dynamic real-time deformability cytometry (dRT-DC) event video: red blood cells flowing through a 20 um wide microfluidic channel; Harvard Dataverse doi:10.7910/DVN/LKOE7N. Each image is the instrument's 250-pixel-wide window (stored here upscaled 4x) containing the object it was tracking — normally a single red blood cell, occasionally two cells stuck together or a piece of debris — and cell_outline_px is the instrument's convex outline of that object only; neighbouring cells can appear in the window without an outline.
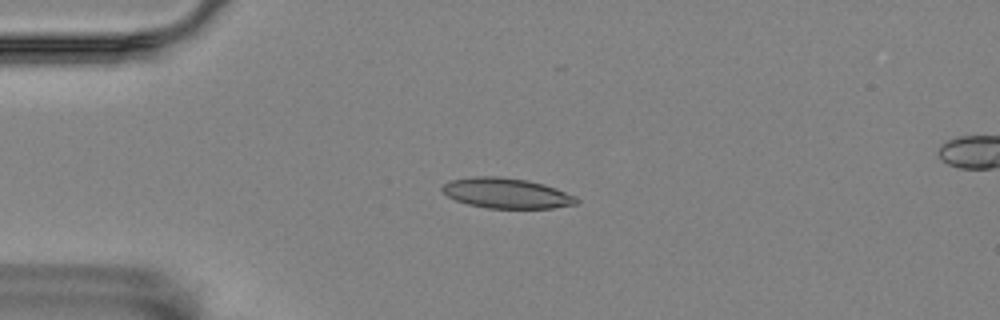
{"species": "Egyptian fruit bat (a non-hibernating species)", "species_latin": "Rousettus aegyptiacus", "temperature_condition": "room temperature", "stored_images_in_passage": 44, "camera_frame_rate_fps": 3000, "um_per_image_px": 0.085, "animal": {"sex": "female"}, "frame": {"image": 1, "passage_image": 1, "time_ms": 0.0, "image_size_px": [1000, 320], "cell_outline_px": [[580, 200], [576, 204], [552, 208], [488, 208], [468, 204], [456, 200], [448, 196], [440, 188], [444, 184], [452, 180], [472, 176], [500, 176], [528, 180], [544, 184], [556, 188], [576, 196]], "centroid_in_image_um": [43.07, 16.41], "position_along_channel_um": 41.9, "area_um2": 23.7}}
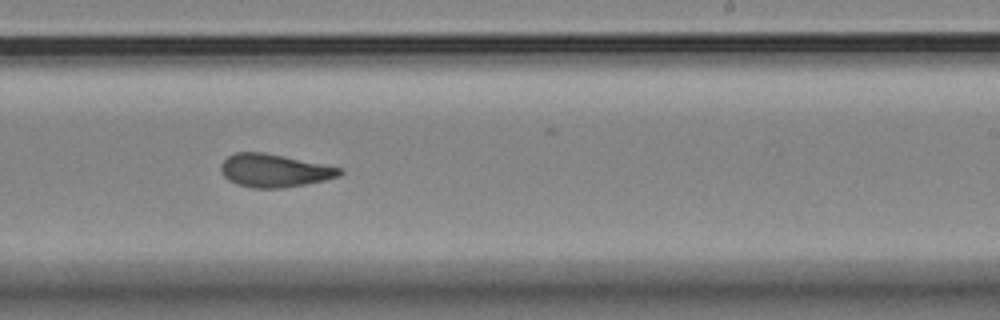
{"frame": {"image": 2, "passage_image": 22, "time_ms": 7.0, "image_size_px": [1000, 320], "cell_outline_px": [[344, 172], [340, 176], [324, 180], [284, 188], [252, 188], [236, 184], [228, 180], [220, 172], [220, 164], [228, 156], [236, 152], [264, 152], [344, 168]], "centroid_in_image_um": [23.31, 14.5], "position_along_channel_um": 265.7, "area_um2": 23.06}}
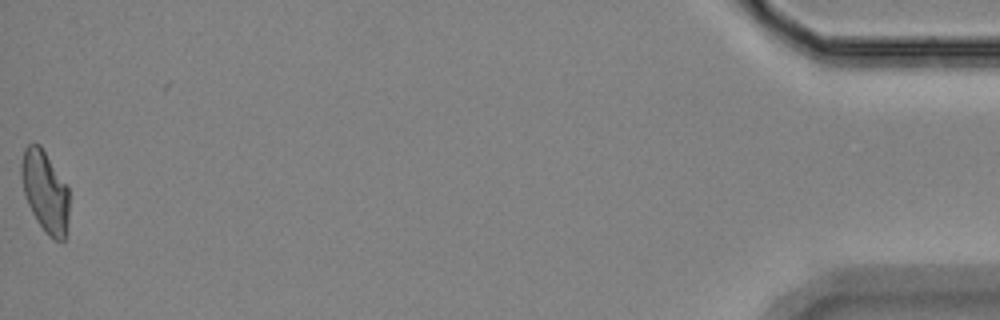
{"frame": {"image": 3, "passage_image": 44, "time_ms": 14.333, "image_size_px": [1000, 320], "cell_outline_px": [[68, 220], [64, 240], [52, 240], [48, 236], [36, 220], [28, 204], [24, 192], [20, 172], [20, 164], [24, 148], [28, 144], [40, 144], [68, 188]], "centroid_in_image_um": [3.81, 16.28], "position_along_channel_um": 431.4, "area_um2": 22.54}, "authors_computed_cell_mechanics": {"area_um2": 23.0044, "velocity_mm_per_s": 3.5222, "shape_relaxation_time_tau1_ms": null, "shape_relaxation_time_tau2_ms": 2.2082, "deformation_change_tau1": null, "deformation_change_tau2": 0.0921}}